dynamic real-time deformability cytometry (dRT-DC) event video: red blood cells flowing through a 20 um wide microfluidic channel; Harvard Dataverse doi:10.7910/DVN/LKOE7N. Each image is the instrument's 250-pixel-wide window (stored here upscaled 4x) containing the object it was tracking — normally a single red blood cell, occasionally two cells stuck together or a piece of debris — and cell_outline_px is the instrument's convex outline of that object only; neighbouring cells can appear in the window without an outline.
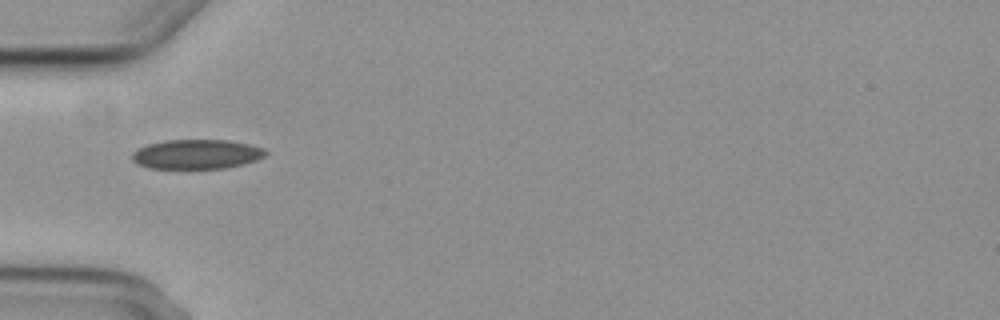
{"species": "common noctule bat (a hibernating species)", "species_latin": "Nyctalus noctula", "temperature_condition": "cold", "stored_images_in_passage": 3, "camera_frame_rate_fps": 3000, "um_per_image_px": 0.085, "animal": {"sex": "female", "body_mass_g": 29.2, "forearm_length_mm": 56.3}, "frame": {"image": 1, "passage_image": 1, "time_ms": 0.0, "image_size_px": [1000, 320], "cell_outline_px": [[268, 152], [264, 156], [256, 160], [244, 164], [224, 168], [148, 168], [136, 164], [132, 160], [132, 152], [136, 148], [148, 144], [168, 140], [228, 140], [248, 144], [264, 148]], "centroid_in_image_um": [16.69, 13.11], "position_along_channel_um": 68.3, "area_um2": 23.0}}
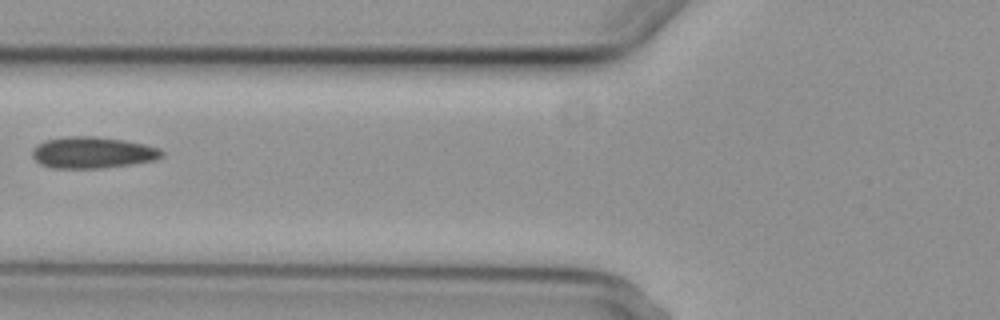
{"frame": {"image": 2, "passage_image": 2, "time_ms": 1.333, "image_size_px": [1000, 320], "cell_outline_px": [[164, 156], [152, 160], [132, 164], [100, 168], [52, 168], [40, 164], [32, 156], [32, 148], [36, 144], [44, 140], [68, 136], [96, 136], [124, 140], [144, 144], [160, 148], [164, 152]], "centroid_in_image_um": [7.84, 12.96], "position_along_channel_um": 118.0, "area_um2": 23.87}}
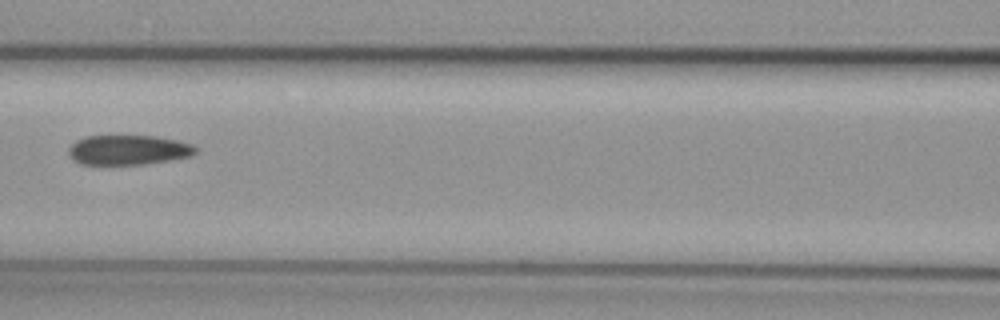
{"frame": {"image": 3, "passage_image": 3, "time_ms": 2.333, "image_size_px": [1000, 320], "cell_outline_px": [[196, 152], [192, 156], [144, 164], [80, 164], [72, 160], [68, 152], [68, 148], [76, 140], [88, 136], [156, 136], [176, 140], [192, 144], [196, 148]], "centroid_in_image_um": [10.89, 12.74], "position_along_channel_um": 155.7, "area_um2": 21.96}}